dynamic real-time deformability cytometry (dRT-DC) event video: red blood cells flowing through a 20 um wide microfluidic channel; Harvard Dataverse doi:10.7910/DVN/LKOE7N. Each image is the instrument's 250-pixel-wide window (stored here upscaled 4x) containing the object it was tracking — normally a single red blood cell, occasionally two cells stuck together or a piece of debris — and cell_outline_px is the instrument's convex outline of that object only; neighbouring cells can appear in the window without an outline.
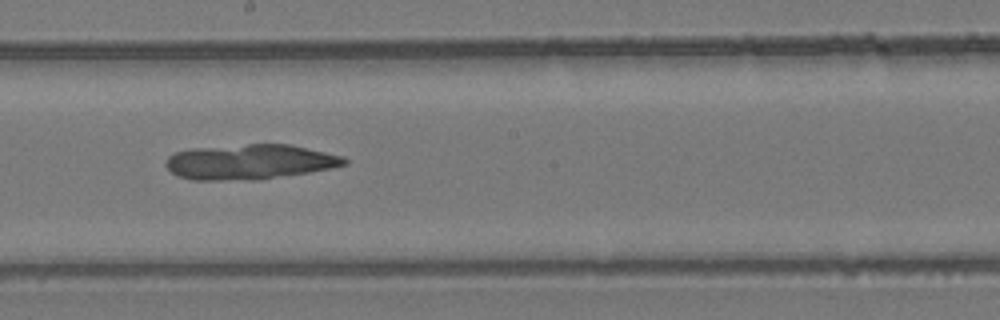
{"species": "common noctule bat (a hibernating species)", "species_latin": "Nyctalus noctula", "temperature_condition": "room temperature", "stored_images_in_passage": 38, "camera_frame_rate_fps": 3000, "um_per_image_px": 0.085, "animal": {"sex": "female", "body_mass_g": 24.6, "forearm_length_mm": 56.2}, "frame": {"image": 1, "passage_image": 16, "time_ms": 5.0, "image_size_px": [1000, 320], "cell_outline_px": [[348, 164], [332, 168], [308, 172], [252, 180], [192, 180], [180, 176], [172, 172], [164, 164], [168, 156], [176, 152], [192, 148], [248, 144], [292, 144], [344, 156], [348, 160]], "centroid_in_image_um": [21.25, 13.75], "position_along_channel_um": 227.0, "area_um2": 36.47}}
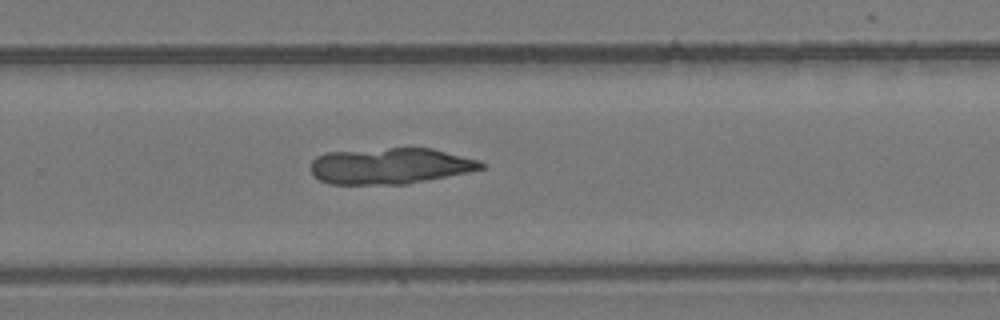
{"frame": {"image": 2, "passage_image": 21, "time_ms": 6.667, "image_size_px": [1000, 320], "cell_outline_px": [[484, 168], [468, 172], [408, 184], [328, 184], [320, 180], [312, 172], [312, 160], [316, 156], [324, 152], [388, 148], [432, 148], [480, 160], [484, 164]], "centroid_in_image_um": [33.16, 14.1], "position_along_channel_um": 296.6, "area_um2": 35.89}}